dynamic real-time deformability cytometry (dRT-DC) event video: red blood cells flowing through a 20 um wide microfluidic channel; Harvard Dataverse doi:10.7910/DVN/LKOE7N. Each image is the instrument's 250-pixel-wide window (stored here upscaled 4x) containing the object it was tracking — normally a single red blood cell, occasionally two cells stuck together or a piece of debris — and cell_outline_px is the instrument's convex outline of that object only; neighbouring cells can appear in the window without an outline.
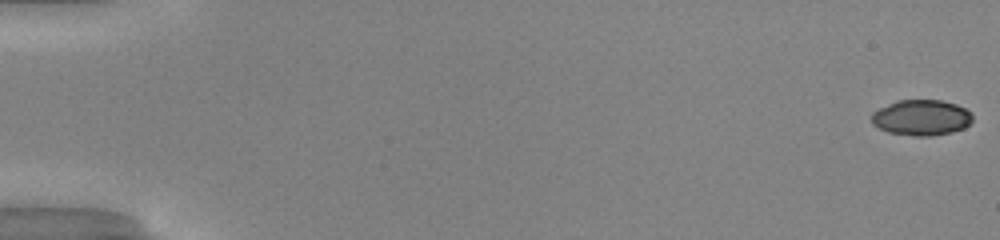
{"species": "common noctule bat (a hibernating species)", "species_latin": "Nyctalus noctula", "temperature_condition": "warm", "stored_images_in_passage": 51, "camera_frame_rate_fps": 3000, "um_per_image_px": 0.085, "animal": {"sex": "male", "body_mass_g": 20.0, "forearm_length_mm": 53.3}, "frame": {"image": 1, "passage_image": 1, "time_ms": 0.0, "image_size_px": [1000, 240], "cell_outline_px": [[972, 120], [964, 128], [952, 132], [932, 136], [912, 136], [888, 132], [872, 124], [872, 112], [896, 100], [940, 100], [956, 104], [972, 112]], "centroid_in_image_um": [78.32, 10.0], "position_along_channel_um": 6.7, "area_um2": 21.04}}
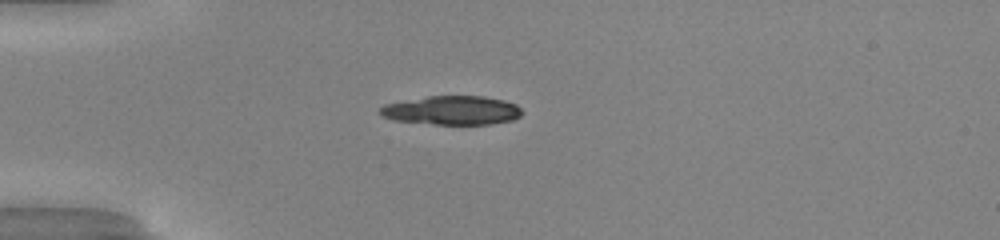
{"frame": {"image": 2, "passage_image": 15, "time_ms": 4.667, "image_size_px": [1000, 240], "cell_outline_px": [[524, 112], [520, 116], [512, 120], [488, 124], [432, 124], [392, 120], [380, 116], [380, 108], [384, 104], [428, 96], [484, 96], [504, 100], [516, 104]], "centroid_in_image_um": [38.41, 9.38], "position_along_channel_um": 46.6, "area_um2": 23.99}}
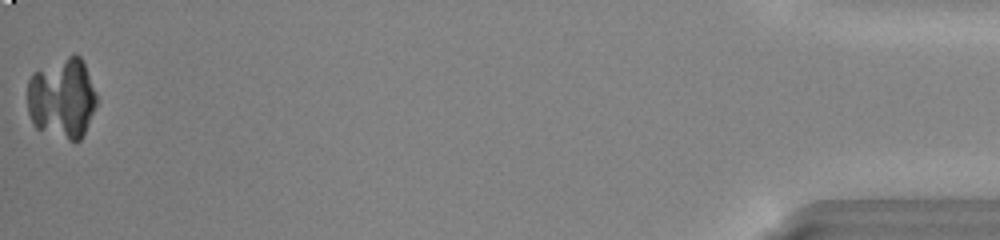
{"frame": {"image": 3, "passage_image": 51, "time_ms": 16.667, "image_size_px": [1000, 240], "cell_outline_px": [[96, 104], [84, 132], [80, 140], [68, 140], [36, 128], [32, 124], [28, 112], [28, 80], [32, 72], [72, 52], [76, 52], [80, 56], [84, 64], [96, 92]], "centroid_in_image_um": [5.25, 8.3], "position_along_channel_um": 429.9, "area_um2": 32.66}}